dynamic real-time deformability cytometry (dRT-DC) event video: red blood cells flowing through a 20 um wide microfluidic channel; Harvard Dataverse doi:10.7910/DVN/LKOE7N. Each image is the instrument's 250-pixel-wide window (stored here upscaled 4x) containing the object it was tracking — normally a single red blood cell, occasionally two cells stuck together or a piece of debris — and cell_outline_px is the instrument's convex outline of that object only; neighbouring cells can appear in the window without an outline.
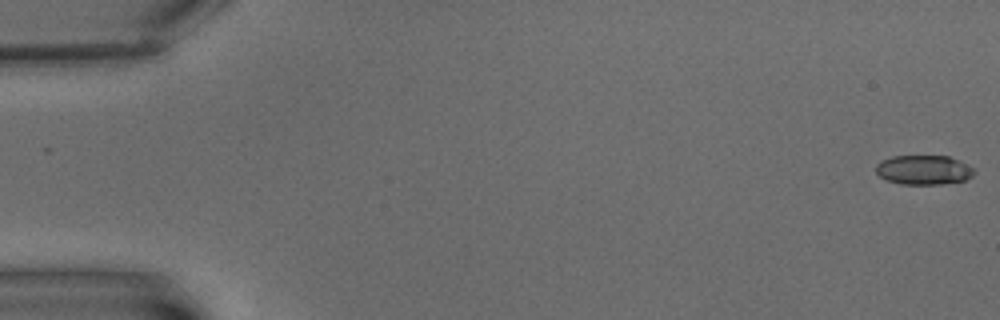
{"species": "common noctule bat (a hibernating species)", "species_latin": "Nyctalus noctula", "temperature_condition": "warm", "stored_images_in_passage": 8, "segment_of_instrument_passage": [1, 2], "camera_frame_rate_fps": 3000, "um_per_image_px": 0.085, "animal": {"sex": "male", "body_mass_g": 15.6}, "frame": {"image": 1, "passage_image": 1, "time_ms": 0.0, "image_size_px": [1000, 320], "cell_outline_px": [[976, 172], [972, 176], [964, 180], [940, 184], [900, 184], [888, 180], [880, 176], [876, 172], [876, 164], [880, 160], [892, 156], [948, 156], [972, 168]], "centroid_in_image_um": [78.47, 14.44], "position_along_channel_um": 6.5, "area_um2": 16.65}}
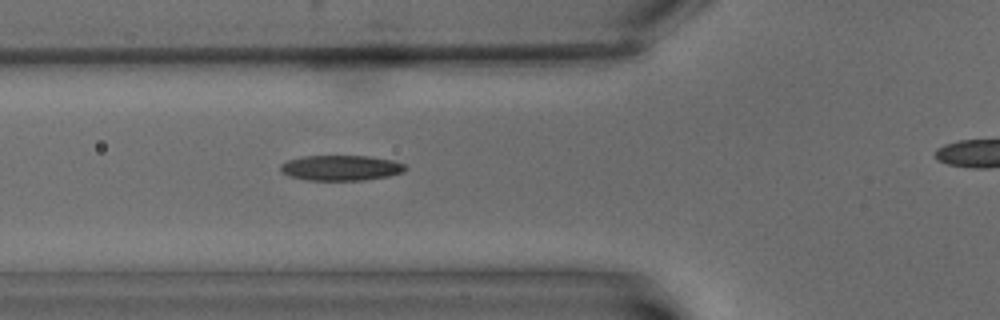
{"frame": {"image": 2, "passage_image": 7, "time_ms": 8.0, "image_size_px": [1000, 320], "cell_outline_px": [[408, 168], [404, 172], [388, 176], [364, 180], [308, 180], [292, 176], [280, 172], [280, 164], [288, 160], [304, 156], [368, 156], [392, 160], [404, 164]], "centroid_in_image_um": [28.99, 14.27], "position_along_channel_um": 96.8, "area_um2": 18.38}}